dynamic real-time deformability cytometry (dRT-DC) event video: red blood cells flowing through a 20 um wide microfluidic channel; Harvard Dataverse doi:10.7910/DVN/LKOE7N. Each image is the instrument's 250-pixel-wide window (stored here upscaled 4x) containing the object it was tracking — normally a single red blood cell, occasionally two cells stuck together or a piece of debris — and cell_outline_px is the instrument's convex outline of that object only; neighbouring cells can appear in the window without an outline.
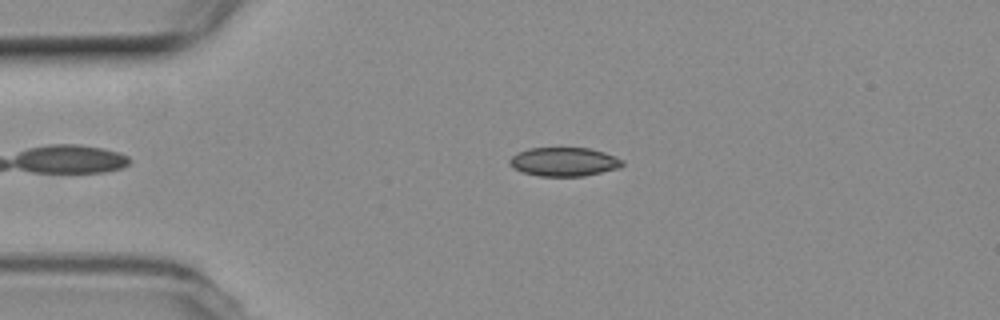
{"species": "common noctule bat (a hibernating species)", "species_latin": "Nyctalus noctula", "temperature_condition": "room temperature", "stored_images_in_passage": 44, "camera_frame_rate_fps": 3000, "um_per_image_px": 0.085, "animal": {"sex": "female", "body_mass_g": 19.3, "forearm_length_mm": 54.1}, "frame": {"image": 1, "passage_image": 4, "time_ms": 1.0, "image_size_px": [1000, 320], "cell_outline_px": [[624, 164], [620, 168], [584, 176], [540, 176], [524, 172], [512, 168], [508, 164], [508, 160], [516, 152], [528, 148], [588, 148], [604, 152], [616, 156], [624, 160]], "centroid_in_image_um": [47.94, 13.75], "position_along_channel_um": 37.1, "area_um2": 19.13}}
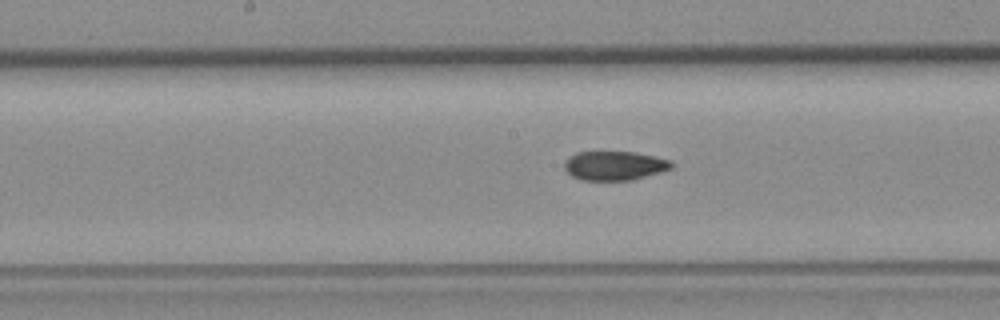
{"frame": {"image": 2, "passage_image": 19, "time_ms": 6.0, "image_size_px": [1000, 320], "cell_outline_px": [[672, 168], [660, 172], [632, 180], [580, 180], [572, 176], [564, 168], [564, 164], [568, 156], [576, 152], [632, 152], [656, 156], [672, 160]], "centroid_in_image_um": [52.23, 14.08], "position_along_channel_um": 196.0, "area_um2": 18.21}}
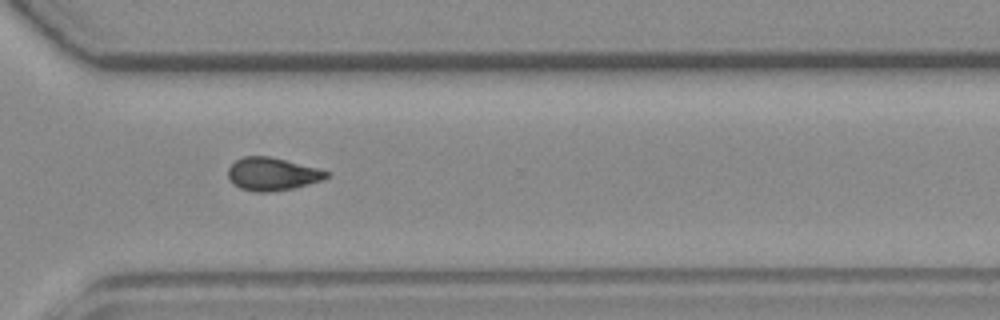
{"frame": {"image": 3, "passage_image": 31, "time_ms": 10.0, "image_size_px": [1000, 320], "cell_outline_px": [[328, 176], [324, 180], [292, 188], [268, 192], [256, 192], [240, 188], [228, 176], [228, 168], [236, 160], [244, 156], [268, 156], [316, 168], [328, 172]], "centroid_in_image_um": [23.13, 14.79], "position_along_channel_um": 347.5, "area_um2": 18.44}, "authors_computed_cell_mechanics": {"area_um2": 18.6983, "velocity_mm_per_s": 3.7858, "shape_relaxation_time_tau1_ms": 10.1955, "shape_relaxation_time_tau2_ms": 8.4875, "deformation_change_tau1": 0.1674, "deformation_change_tau2": 0.1002}}